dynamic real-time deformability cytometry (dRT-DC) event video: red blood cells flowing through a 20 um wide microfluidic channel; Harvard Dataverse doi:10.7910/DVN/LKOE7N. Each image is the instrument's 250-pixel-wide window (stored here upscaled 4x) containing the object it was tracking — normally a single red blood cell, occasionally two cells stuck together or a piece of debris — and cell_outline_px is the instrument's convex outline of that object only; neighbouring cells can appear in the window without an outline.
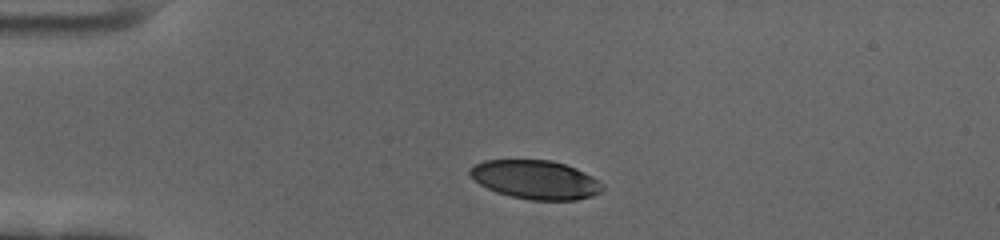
{"species": "human", "species_latin": "Homo sapiens", "temperature_condition": "cold", "stored_images_in_passage": 46, "camera_frame_rate_fps": 3000, "um_per_image_px": 0.085, "donor": {"sex": "female"}, "frame": {"image": 1, "passage_image": 1, "time_ms": 0.0, "image_size_px": [1000, 240], "cell_outline_px": [[604, 188], [600, 192], [592, 196], [576, 200], [532, 200], [512, 196], [496, 192], [480, 184], [468, 172], [468, 168], [484, 160], [552, 160], [576, 168], [592, 176]], "centroid_in_image_um": [45.51, 15.27], "position_along_channel_um": 39.5, "area_um2": 29.71}}
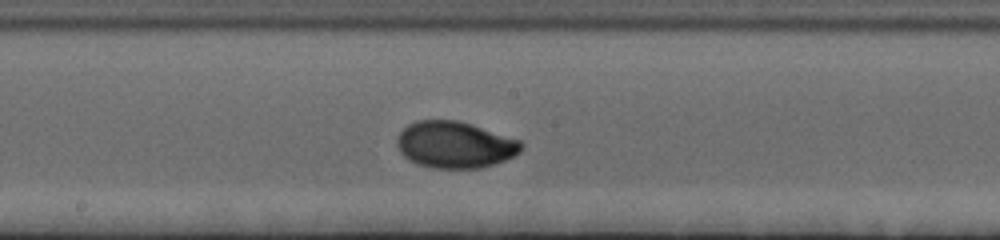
{"frame": {"image": 2, "passage_image": 19, "time_ms": 6.0, "image_size_px": [1000, 240], "cell_outline_px": [[524, 144], [520, 152], [504, 160], [480, 168], [436, 168], [416, 164], [408, 160], [400, 152], [396, 144], [396, 140], [400, 132], [408, 124], [416, 120], [460, 120], [520, 140]], "centroid_in_image_um": [38.64, 12.29], "position_along_channel_um": 209.6, "area_um2": 33.81}}
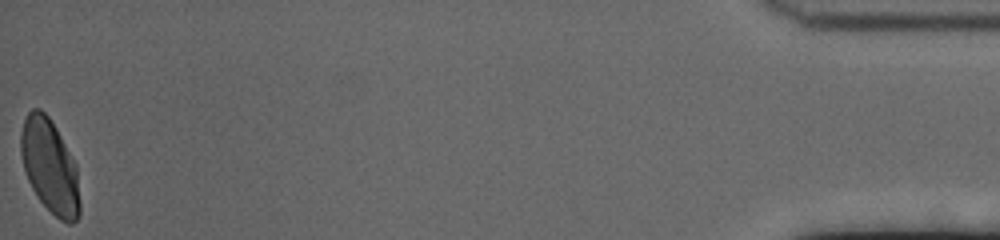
{"frame": {"image": 3, "passage_image": 46, "time_ms": 15.0, "image_size_px": [1000, 240], "cell_outline_px": [[80, 216], [72, 224], [68, 224], [60, 220], [36, 196], [24, 172], [20, 152], [20, 132], [24, 120], [28, 112], [32, 108], [40, 108], [48, 116], [56, 128], [76, 164], [80, 204]], "centroid_in_image_um": [4.22, 14.14], "position_along_channel_um": 431.0, "area_um2": 32.37}, "authors_computed_cell_mechanics": {"area_um2": 32.4258, "velocity_mm_per_s": 3.454, "shape_relaxation_time_tau1_ms": 2.6774, "shape_relaxation_time_tau2_ms": null, "deformation_change_tau1": 0.1389, "deformation_change_tau2": null}}